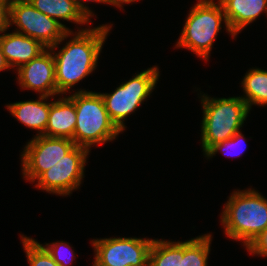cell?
<instances>
[{
  "mask_svg": "<svg viewBox=\"0 0 267 266\" xmlns=\"http://www.w3.org/2000/svg\"><path fill=\"white\" fill-rule=\"evenodd\" d=\"M153 240L136 237L93 239V266H148Z\"/></svg>",
  "mask_w": 267,
  "mask_h": 266,
  "instance_id": "ba28073f",
  "label": "cell"
},
{
  "mask_svg": "<svg viewBox=\"0 0 267 266\" xmlns=\"http://www.w3.org/2000/svg\"><path fill=\"white\" fill-rule=\"evenodd\" d=\"M149 266H180V241L154 239L149 251Z\"/></svg>",
  "mask_w": 267,
  "mask_h": 266,
  "instance_id": "d6986e66",
  "label": "cell"
},
{
  "mask_svg": "<svg viewBox=\"0 0 267 266\" xmlns=\"http://www.w3.org/2000/svg\"><path fill=\"white\" fill-rule=\"evenodd\" d=\"M20 236L30 266H59L37 240L22 234Z\"/></svg>",
  "mask_w": 267,
  "mask_h": 266,
  "instance_id": "ffe728a7",
  "label": "cell"
},
{
  "mask_svg": "<svg viewBox=\"0 0 267 266\" xmlns=\"http://www.w3.org/2000/svg\"><path fill=\"white\" fill-rule=\"evenodd\" d=\"M158 66H153L134 75L130 80L120 84L112 93H100L109 118L123 132L124 121L139 109L150 97L160 77Z\"/></svg>",
  "mask_w": 267,
  "mask_h": 266,
  "instance_id": "8992f818",
  "label": "cell"
},
{
  "mask_svg": "<svg viewBox=\"0 0 267 266\" xmlns=\"http://www.w3.org/2000/svg\"><path fill=\"white\" fill-rule=\"evenodd\" d=\"M42 246L59 266H70L71 262L74 260L73 257L76 258L74 250L69 242L57 241L50 244L45 243V245Z\"/></svg>",
  "mask_w": 267,
  "mask_h": 266,
  "instance_id": "7402d4cb",
  "label": "cell"
},
{
  "mask_svg": "<svg viewBox=\"0 0 267 266\" xmlns=\"http://www.w3.org/2000/svg\"><path fill=\"white\" fill-rule=\"evenodd\" d=\"M75 146L74 141L68 138L34 136L27 142L21 154L23 178L34 183Z\"/></svg>",
  "mask_w": 267,
  "mask_h": 266,
  "instance_id": "30bf717a",
  "label": "cell"
},
{
  "mask_svg": "<svg viewBox=\"0 0 267 266\" xmlns=\"http://www.w3.org/2000/svg\"><path fill=\"white\" fill-rule=\"evenodd\" d=\"M239 131L235 133L230 139L225 140L224 142L217 143L213 145L205 154V157L208 159L215 156L219 151L222 152L225 156H240L244 149H242L241 144H243L246 139L244 135ZM243 142V143H242ZM246 145V144H245ZM240 146V147H239ZM245 148V146H243ZM241 148V149H239Z\"/></svg>",
  "mask_w": 267,
  "mask_h": 266,
  "instance_id": "44dd1931",
  "label": "cell"
},
{
  "mask_svg": "<svg viewBox=\"0 0 267 266\" xmlns=\"http://www.w3.org/2000/svg\"><path fill=\"white\" fill-rule=\"evenodd\" d=\"M138 0H104L105 4H111L115 7H119L120 9H122V7L124 6V4H130V3H134ZM123 5V6H122Z\"/></svg>",
  "mask_w": 267,
  "mask_h": 266,
  "instance_id": "484cf974",
  "label": "cell"
},
{
  "mask_svg": "<svg viewBox=\"0 0 267 266\" xmlns=\"http://www.w3.org/2000/svg\"><path fill=\"white\" fill-rule=\"evenodd\" d=\"M16 71L20 88L33 90L38 92L40 96L54 97L60 95L57 92L55 62L50 48H46Z\"/></svg>",
  "mask_w": 267,
  "mask_h": 266,
  "instance_id": "8fae6325",
  "label": "cell"
},
{
  "mask_svg": "<svg viewBox=\"0 0 267 266\" xmlns=\"http://www.w3.org/2000/svg\"><path fill=\"white\" fill-rule=\"evenodd\" d=\"M90 151L86 147L76 145L35 180V187L60 196L72 194L80 188Z\"/></svg>",
  "mask_w": 267,
  "mask_h": 266,
  "instance_id": "9c48e42d",
  "label": "cell"
},
{
  "mask_svg": "<svg viewBox=\"0 0 267 266\" xmlns=\"http://www.w3.org/2000/svg\"><path fill=\"white\" fill-rule=\"evenodd\" d=\"M241 85L245 94L241 98L246 102L249 110L253 105H267V70L249 69L242 78Z\"/></svg>",
  "mask_w": 267,
  "mask_h": 266,
  "instance_id": "e0dca14e",
  "label": "cell"
},
{
  "mask_svg": "<svg viewBox=\"0 0 267 266\" xmlns=\"http://www.w3.org/2000/svg\"><path fill=\"white\" fill-rule=\"evenodd\" d=\"M38 11L57 20L76 24H91L92 21L82 13L75 0H28ZM60 19V20H59Z\"/></svg>",
  "mask_w": 267,
  "mask_h": 266,
  "instance_id": "2e32d148",
  "label": "cell"
},
{
  "mask_svg": "<svg viewBox=\"0 0 267 266\" xmlns=\"http://www.w3.org/2000/svg\"><path fill=\"white\" fill-rule=\"evenodd\" d=\"M212 235L204 234L180 242V266H208Z\"/></svg>",
  "mask_w": 267,
  "mask_h": 266,
  "instance_id": "ac0fdd59",
  "label": "cell"
},
{
  "mask_svg": "<svg viewBox=\"0 0 267 266\" xmlns=\"http://www.w3.org/2000/svg\"><path fill=\"white\" fill-rule=\"evenodd\" d=\"M232 33L237 36L261 13L267 15V0H218Z\"/></svg>",
  "mask_w": 267,
  "mask_h": 266,
  "instance_id": "4fadbf2b",
  "label": "cell"
},
{
  "mask_svg": "<svg viewBox=\"0 0 267 266\" xmlns=\"http://www.w3.org/2000/svg\"><path fill=\"white\" fill-rule=\"evenodd\" d=\"M198 0L189 11L176 48H185L201 59L208 60L214 41L224 23L226 32L236 37L229 28L223 8L219 1ZM223 21V22H222Z\"/></svg>",
  "mask_w": 267,
  "mask_h": 266,
  "instance_id": "5b68a950",
  "label": "cell"
},
{
  "mask_svg": "<svg viewBox=\"0 0 267 266\" xmlns=\"http://www.w3.org/2000/svg\"><path fill=\"white\" fill-rule=\"evenodd\" d=\"M9 24L15 32L39 41L46 48H58L71 36V29L38 11L28 0H16L10 6Z\"/></svg>",
  "mask_w": 267,
  "mask_h": 266,
  "instance_id": "52a82bcc",
  "label": "cell"
},
{
  "mask_svg": "<svg viewBox=\"0 0 267 266\" xmlns=\"http://www.w3.org/2000/svg\"><path fill=\"white\" fill-rule=\"evenodd\" d=\"M14 1H16V0H0V4L7 5L10 7Z\"/></svg>",
  "mask_w": 267,
  "mask_h": 266,
  "instance_id": "83f0119b",
  "label": "cell"
},
{
  "mask_svg": "<svg viewBox=\"0 0 267 266\" xmlns=\"http://www.w3.org/2000/svg\"><path fill=\"white\" fill-rule=\"evenodd\" d=\"M228 198L220 217L224 233L247 248L267 228V199L254 188L235 190Z\"/></svg>",
  "mask_w": 267,
  "mask_h": 266,
  "instance_id": "7a4b0ae2",
  "label": "cell"
},
{
  "mask_svg": "<svg viewBox=\"0 0 267 266\" xmlns=\"http://www.w3.org/2000/svg\"><path fill=\"white\" fill-rule=\"evenodd\" d=\"M57 101H50L47 128L44 136L68 138L74 141L76 111L74 102L62 95Z\"/></svg>",
  "mask_w": 267,
  "mask_h": 266,
  "instance_id": "5bb4252c",
  "label": "cell"
},
{
  "mask_svg": "<svg viewBox=\"0 0 267 266\" xmlns=\"http://www.w3.org/2000/svg\"><path fill=\"white\" fill-rule=\"evenodd\" d=\"M246 249L251 255L267 257V228L261 232Z\"/></svg>",
  "mask_w": 267,
  "mask_h": 266,
  "instance_id": "603a6c76",
  "label": "cell"
},
{
  "mask_svg": "<svg viewBox=\"0 0 267 266\" xmlns=\"http://www.w3.org/2000/svg\"><path fill=\"white\" fill-rule=\"evenodd\" d=\"M50 96H40L36 100L7 104L10 114L26 127L37 130L35 136L45 133L50 110Z\"/></svg>",
  "mask_w": 267,
  "mask_h": 266,
  "instance_id": "9a60e30c",
  "label": "cell"
},
{
  "mask_svg": "<svg viewBox=\"0 0 267 266\" xmlns=\"http://www.w3.org/2000/svg\"><path fill=\"white\" fill-rule=\"evenodd\" d=\"M75 105L76 125L74 143L90 148L113 141L121 131L109 118L100 92L79 89L68 96Z\"/></svg>",
  "mask_w": 267,
  "mask_h": 266,
  "instance_id": "277c9868",
  "label": "cell"
},
{
  "mask_svg": "<svg viewBox=\"0 0 267 266\" xmlns=\"http://www.w3.org/2000/svg\"><path fill=\"white\" fill-rule=\"evenodd\" d=\"M78 8L82 11V13L91 21L92 16H94V12L86 5V2H98L105 3L104 0H75Z\"/></svg>",
  "mask_w": 267,
  "mask_h": 266,
  "instance_id": "d4e9b609",
  "label": "cell"
},
{
  "mask_svg": "<svg viewBox=\"0 0 267 266\" xmlns=\"http://www.w3.org/2000/svg\"><path fill=\"white\" fill-rule=\"evenodd\" d=\"M0 46L7 63L13 69H19L46 49L34 38L15 31L0 35Z\"/></svg>",
  "mask_w": 267,
  "mask_h": 266,
  "instance_id": "7c38bea8",
  "label": "cell"
},
{
  "mask_svg": "<svg viewBox=\"0 0 267 266\" xmlns=\"http://www.w3.org/2000/svg\"><path fill=\"white\" fill-rule=\"evenodd\" d=\"M112 26L102 24L81 28L75 33L71 30L72 37L57 53L55 46L50 47L55 62L57 92L60 95L70 93L71 87L97 68L103 44Z\"/></svg>",
  "mask_w": 267,
  "mask_h": 266,
  "instance_id": "6da1fadb",
  "label": "cell"
},
{
  "mask_svg": "<svg viewBox=\"0 0 267 266\" xmlns=\"http://www.w3.org/2000/svg\"><path fill=\"white\" fill-rule=\"evenodd\" d=\"M203 119L201 123V145L205 154L213 145L230 139L241 131L250 110L239 96L214 98L201 95Z\"/></svg>",
  "mask_w": 267,
  "mask_h": 266,
  "instance_id": "3957f363",
  "label": "cell"
},
{
  "mask_svg": "<svg viewBox=\"0 0 267 266\" xmlns=\"http://www.w3.org/2000/svg\"><path fill=\"white\" fill-rule=\"evenodd\" d=\"M7 69L10 70L11 68H10L9 64L7 63V61H6L5 56H4L3 52H2V48L0 46V71H3V70L5 71Z\"/></svg>",
  "mask_w": 267,
  "mask_h": 266,
  "instance_id": "4316f807",
  "label": "cell"
},
{
  "mask_svg": "<svg viewBox=\"0 0 267 266\" xmlns=\"http://www.w3.org/2000/svg\"><path fill=\"white\" fill-rule=\"evenodd\" d=\"M10 7L0 4V35L8 30Z\"/></svg>",
  "mask_w": 267,
  "mask_h": 266,
  "instance_id": "cb8c5ba5",
  "label": "cell"
}]
</instances>
